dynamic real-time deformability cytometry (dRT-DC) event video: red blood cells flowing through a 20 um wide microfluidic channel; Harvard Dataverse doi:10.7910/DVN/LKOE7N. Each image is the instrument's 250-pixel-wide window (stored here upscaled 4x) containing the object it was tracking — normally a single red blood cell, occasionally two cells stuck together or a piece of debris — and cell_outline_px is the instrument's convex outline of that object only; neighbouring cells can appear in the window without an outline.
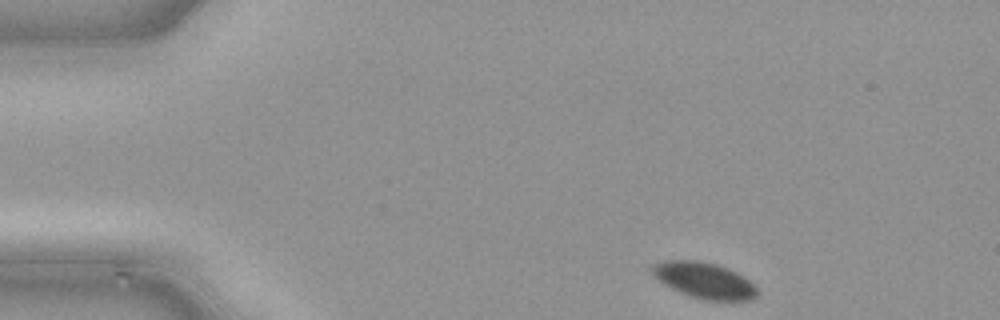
{"species": "common noctule bat (a hibernating species)", "species_latin": "Nyctalus noctula", "temperature_condition": "cold", "stored_images_in_passage": 43, "camera_frame_rate_fps": 3000, "um_per_image_px": 0.085, "animal": {"sex": "male", "body_mass_g": 21.5, "forearm_length_mm": 52.0}, "frame": {"image": 1, "passage_image": 1, "time_ms": 0.0, "image_size_px": [1000, 320], "cell_outline_px": [[760, 292], [752, 300], [700, 300], [688, 296], [664, 284], [652, 276], [648, 268], [652, 264], [664, 260], [700, 260], [716, 264], [728, 268], [744, 276]], "centroid_in_image_um": [59.81, 23.82], "position_along_channel_um": 25.2, "area_um2": 22.43}}
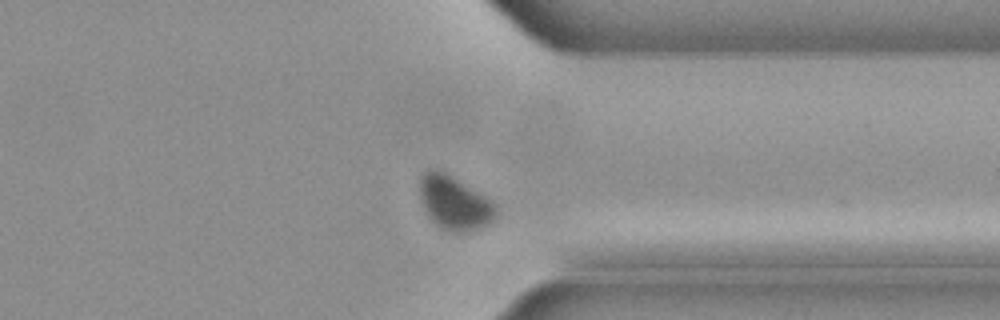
{"frame": {"image": 2, "passage_image": 32, "time_ms": 10.333, "image_size_px": [1000, 320], "cell_outline_px": [[496, 216], [488, 224], [480, 228], [464, 232], [452, 232], [440, 228], [428, 216], [420, 200], [420, 176], [428, 168], [436, 168], [444, 172], [484, 196], [496, 208]], "centroid_in_image_um": [38.57, 17.24], "position_along_channel_um": 372.8, "area_um2": 23.52}}
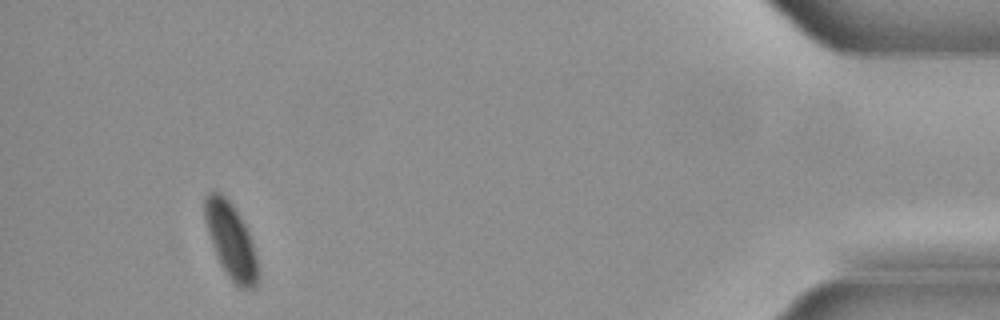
{"frame": {"image": 3, "passage_image": 40, "time_ms": 13.0, "image_size_px": [1000, 320], "cell_outline_px": [[260, 276], [252, 292], [240, 288], [228, 276], [220, 264], [212, 244], [204, 220], [204, 196], [208, 192], [220, 192], [232, 204], [240, 216], [248, 232], [256, 256], [260, 272]], "centroid_in_image_um": [19.64, 20.49], "position_along_channel_um": 415.6, "area_um2": 23.47}}